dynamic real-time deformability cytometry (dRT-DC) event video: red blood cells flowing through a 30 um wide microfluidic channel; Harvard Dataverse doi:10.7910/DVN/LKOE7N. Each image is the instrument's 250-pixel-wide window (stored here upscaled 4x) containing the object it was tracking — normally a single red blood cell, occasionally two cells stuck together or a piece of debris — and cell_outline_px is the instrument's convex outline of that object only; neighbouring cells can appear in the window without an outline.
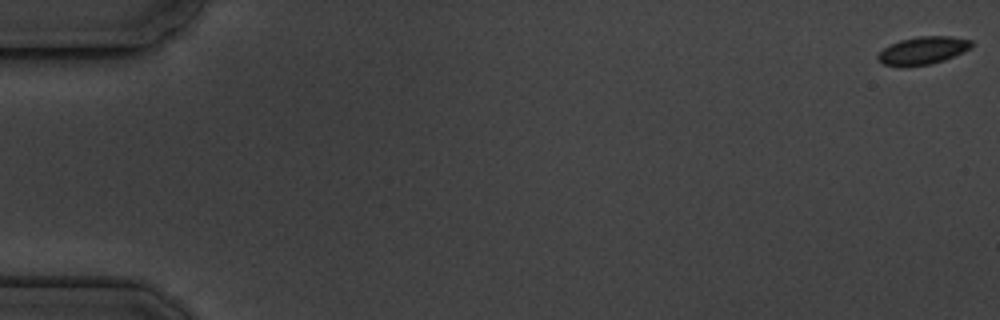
{"species": "common noctule bat (a hibernating species)", "species_latin": "Nyctalus noctula", "temperature_condition": "cold", "stored_images_in_passage": 6, "camera_frame_rate_fps": 3000, "um_per_image_px": 0.085, "animal": {"sex": "male", "body_mass_g": 19.5, "forearm_length_mm": 54.6}, "frame": {"image": 1, "passage_image": 1, "time_ms": 0.0, "image_size_px": [1000, 320], "cell_outline_px": [[972, 48], [964, 52], [944, 60], [928, 64], [904, 68], [900, 68], [884, 64], [876, 60], [876, 56], [884, 48], [900, 40], [920, 36], [952, 36], [972, 40]], "centroid_in_image_um": [78.43, 4.31], "position_along_channel_um": 6.6, "area_um2": 15.37}}
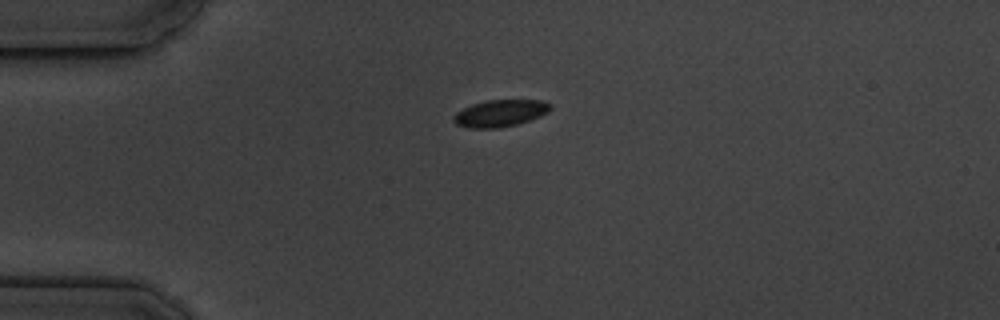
{"frame": {"image": 2, "passage_image": 5, "time_ms": 4.667, "image_size_px": [1000, 320], "cell_outline_px": [[552, 108], [548, 112], [540, 116], [516, 124], [496, 128], [468, 128], [456, 124], [452, 120], [452, 116], [456, 112], [472, 104], [484, 100], [544, 100], [552, 104]], "centroid_in_image_um": [42.51, 9.61], "position_along_channel_um": 42.5, "area_um2": 15.26}}